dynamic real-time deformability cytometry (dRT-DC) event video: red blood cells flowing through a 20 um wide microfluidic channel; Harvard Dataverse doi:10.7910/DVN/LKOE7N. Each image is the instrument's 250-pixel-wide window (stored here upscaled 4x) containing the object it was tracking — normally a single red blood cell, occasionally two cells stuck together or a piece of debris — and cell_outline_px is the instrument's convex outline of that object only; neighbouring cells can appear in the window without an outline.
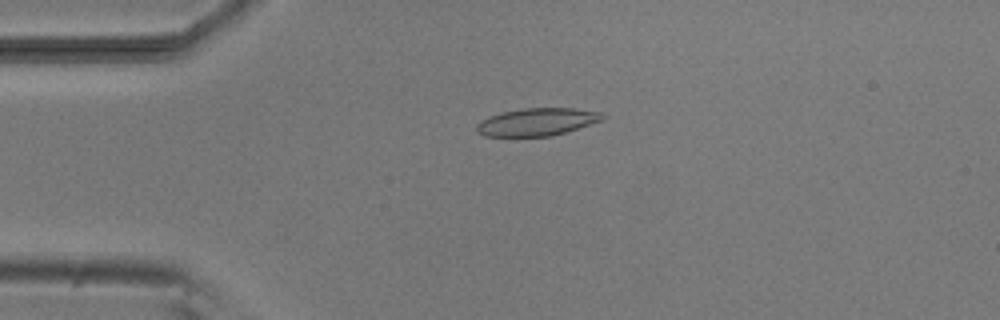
{"species": "common noctule bat (a hibernating species)", "species_latin": "Nyctalus noctula", "temperature_condition": "room temperature", "stored_images_in_passage": 36, "camera_frame_rate_fps": 3000, "um_per_image_px": 0.085, "animal": {"sex": "male", "body_mass_g": 20.5, "forearm_length_mm": 52.5}, "frame": {"image": 1, "passage_image": 1, "time_ms": 0.0, "image_size_px": [1000, 320], "cell_outline_px": [[608, 116], [604, 120], [552, 136], [484, 136], [476, 132], [476, 124], [480, 120], [488, 116], [500, 112], [524, 108], [572, 108], [604, 112]], "centroid_in_image_um": [45.66, 10.35], "position_along_channel_um": 39.3, "area_um2": 20.58}}
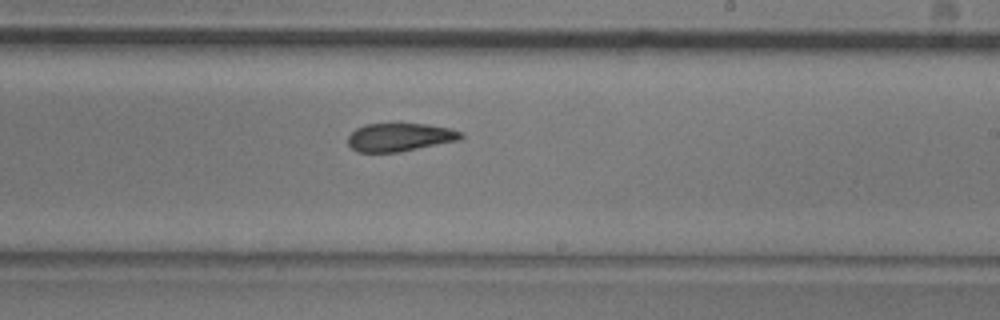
{"frame": {"image": 2, "passage_image": 20, "time_ms": 6.333, "image_size_px": [1000, 320], "cell_outline_px": [[464, 136], [460, 140], [400, 152], [356, 152], [348, 144], [348, 136], [356, 128], [364, 124], [428, 124], [452, 128], [464, 132]], "centroid_in_image_um": [34.02, 11.66], "position_along_channel_um": 255.0, "area_um2": 18.79}}
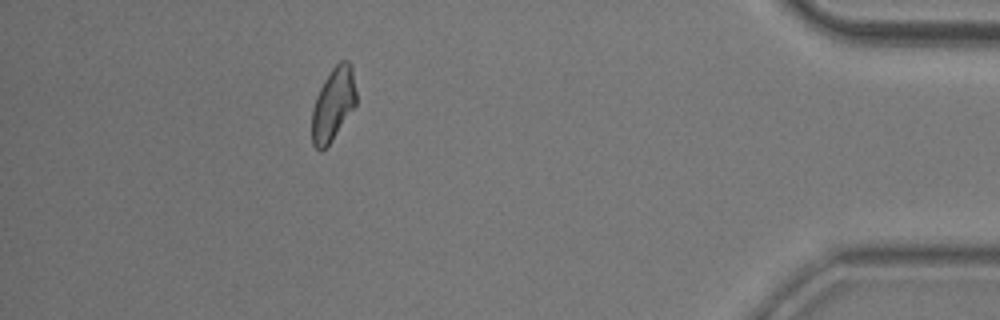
{"frame": {"image": 3, "passage_image": 36, "time_ms": 11.667, "image_size_px": [1000, 320], "cell_outline_px": [[356, 104], [332, 140], [320, 152], [312, 144], [312, 108], [316, 96], [324, 80], [332, 68], [340, 60], [348, 60], [352, 64], [356, 92]], "centroid_in_image_um": [28.32, 8.83], "position_along_channel_um": 406.9, "area_um2": 18.84}, "authors_computed_cell_mechanics": {"area_um2": 19.5075, "velocity_mm_per_s": 3.8157, "shape_relaxation_time_tau1_ms": null, "shape_relaxation_time_tau2_ms": 1.8072, "deformation_change_tau1": null, "deformation_change_tau2": 0.0772}}